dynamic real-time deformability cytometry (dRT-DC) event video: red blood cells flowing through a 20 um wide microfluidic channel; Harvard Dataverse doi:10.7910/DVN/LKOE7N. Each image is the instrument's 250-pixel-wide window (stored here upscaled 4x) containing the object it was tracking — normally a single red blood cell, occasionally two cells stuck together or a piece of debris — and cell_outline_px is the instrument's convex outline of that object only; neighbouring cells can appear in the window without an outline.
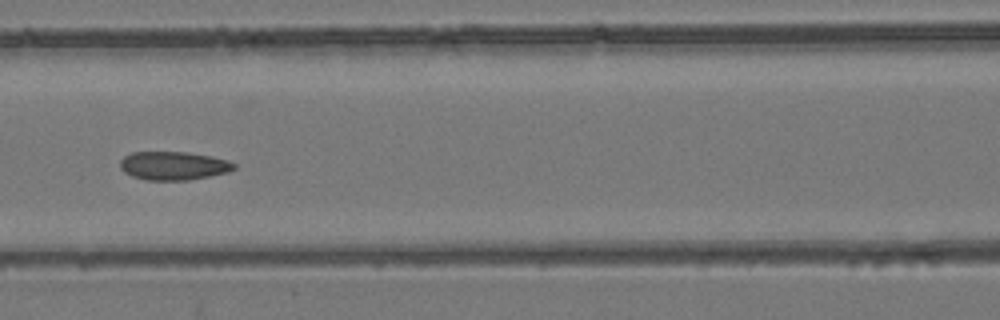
{"species": "common noctule bat (a hibernating species)", "species_latin": "Nyctalus noctula", "temperature_condition": "room temperature", "stored_images_in_passage": 5, "camera_frame_rate_fps": 3000, "um_per_image_px": 0.085, "animal": {"sex": "female", "body_mass_g": 24.6, "forearm_length_mm": 56.2}, "frame": {"image": 1, "passage_image": 5, "time_ms": 1.333, "image_size_px": [1000, 320], "cell_outline_px": [[236, 168], [228, 172], [188, 180], [144, 180], [132, 176], [124, 172], [120, 168], [120, 160], [124, 156], [132, 152], [188, 152], [212, 156], [228, 160], [236, 164]], "centroid_in_image_um": [14.74, 14.08], "position_along_channel_um": 151.9, "area_um2": 19.02}}